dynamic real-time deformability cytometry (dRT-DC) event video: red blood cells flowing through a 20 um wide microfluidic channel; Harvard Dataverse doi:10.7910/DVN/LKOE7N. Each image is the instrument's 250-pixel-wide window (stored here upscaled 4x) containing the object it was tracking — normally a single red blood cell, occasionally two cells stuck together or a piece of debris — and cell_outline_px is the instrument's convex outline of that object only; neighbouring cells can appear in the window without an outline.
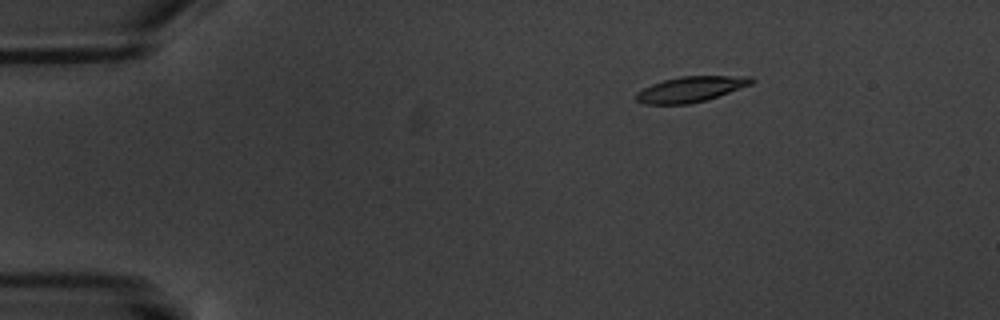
{"species": "common noctule bat (a hibernating species)", "species_latin": "Nyctalus noctula", "temperature_condition": "warm", "stored_images_in_passage": 5, "camera_frame_rate_fps": 3000, "um_per_image_px": 0.085, "animal": {"sex": "male", "body_mass_g": 20.1, "forearm_length_mm": 53.5}, "frame": {"image": 1, "passage_image": 3, "time_ms": 2.333, "image_size_px": [1000, 320], "cell_outline_px": [[756, 80], [752, 84], [704, 100], [688, 104], [644, 104], [636, 100], [636, 92], [652, 84], [664, 80], [680, 76], [752, 76]], "centroid_in_image_um": [58.71, 7.57], "position_along_channel_um": 26.3, "area_um2": 16.94}}
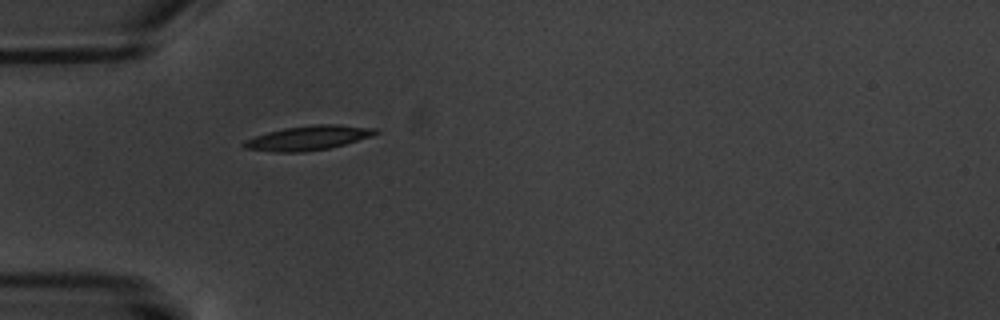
{"frame": {"image": 2, "passage_image": 5, "time_ms": 5.333, "image_size_px": [1000, 320], "cell_outline_px": [[380, 132], [372, 136], [344, 144], [328, 148], [304, 152], [272, 152], [244, 148], [240, 144], [244, 140], [268, 132], [284, 128], [316, 124], [340, 124], [376, 128]], "centroid_in_image_um": [26.19, 11.72], "position_along_channel_um": 58.8, "area_um2": 18.79}}